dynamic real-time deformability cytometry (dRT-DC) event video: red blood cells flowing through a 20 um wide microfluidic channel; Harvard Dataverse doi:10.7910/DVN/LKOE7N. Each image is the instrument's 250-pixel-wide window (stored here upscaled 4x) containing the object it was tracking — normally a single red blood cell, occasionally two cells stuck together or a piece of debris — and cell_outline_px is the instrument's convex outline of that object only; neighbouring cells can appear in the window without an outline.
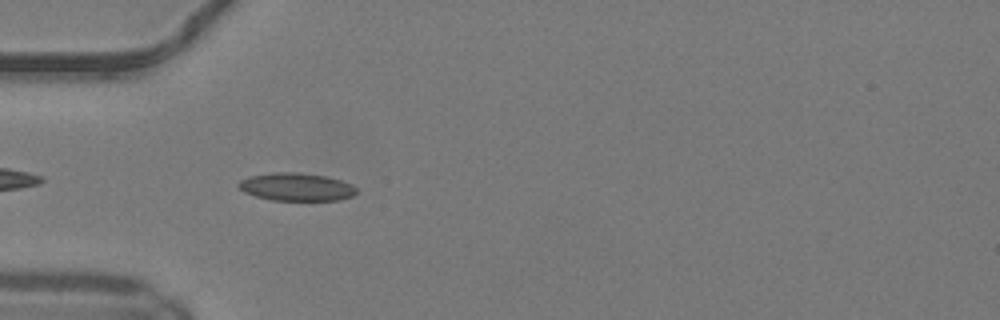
{"species": "common noctule bat (a hibernating species)", "species_latin": "Nyctalus noctula", "temperature_condition": "warm", "stored_images_in_passage": 36, "camera_frame_rate_fps": 3000, "um_per_image_px": 0.085, "animal": {"sex": "male", "body_mass_g": 19.2, "forearm_length_mm": 51.8}, "frame": {"image": 1, "passage_image": 3, "time_ms": 0.667, "image_size_px": [1000, 320], "cell_outline_px": [[356, 192], [352, 196], [336, 200], [272, 200], [256, 196], [244, 192], [236, 184], [240, 180], [248, 176], [272, 172], [296, 172], [324, 176], [340, 180], [352, 184], [356, 188]], "centroid_in_image_um": [25.15, 15.88], "position_along_channel_um": 59.8, "area_um2": 19.07}}
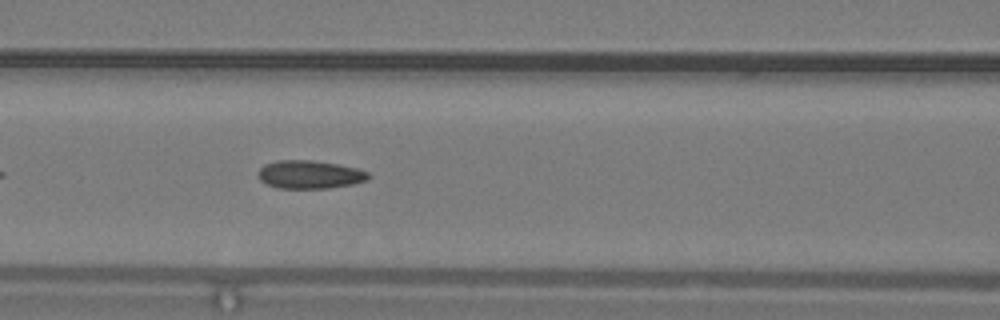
{"frame": {"image": 2, "passage_image": 9, "time_ms": 2.667, "image_size_px": [1000, 320], "cell_outline_px": [[372, 176], [368, 180], [352, 184], [328, 188], [280, 188], [268, 184], [260, 180], [256, 172], [264, 164], [276, 160], [312, 160], [336, 164], [356, 168], [368, 172]], "centroid_in_image_um": [26.32, 14.83], "position_along_channel_um": 140.3, "area_um2": 18.15}}
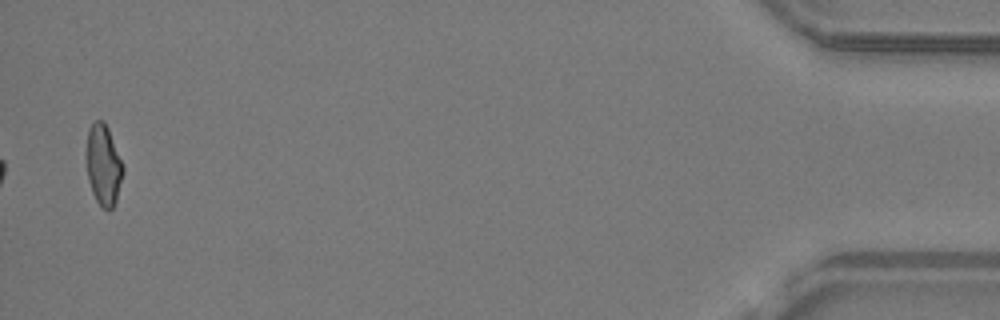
{"frame": {"image": 3, "passage_image": 36, "time_ms": 11.667, "image_size_px": [1000, 320], "cell_outline_px": [[124, 172], [116, 200], [112, 208], [108, 212], [96, 200], [92, 192], [88, 180], [84, 156], [84, 152], [88, 132], [92, 124], [96, 120], [104, 120], [108, 128], [124, 164]], "centroid_in_image_um": [8.77, 14.01], "position_along_channel_um": 426.4, "area_um2": 17.74}, "authors_computed_cell_mechanics": {"area_um2": 17.8024, "velocity_mm_per_s": 4.1737, "shape_relaxation_time_tau1_ms": null, "shape_relaxation_time_tau2_ms": 1.5665, "deformation_change_tau1": null, "deformation_change_tau2": 0.0629}}